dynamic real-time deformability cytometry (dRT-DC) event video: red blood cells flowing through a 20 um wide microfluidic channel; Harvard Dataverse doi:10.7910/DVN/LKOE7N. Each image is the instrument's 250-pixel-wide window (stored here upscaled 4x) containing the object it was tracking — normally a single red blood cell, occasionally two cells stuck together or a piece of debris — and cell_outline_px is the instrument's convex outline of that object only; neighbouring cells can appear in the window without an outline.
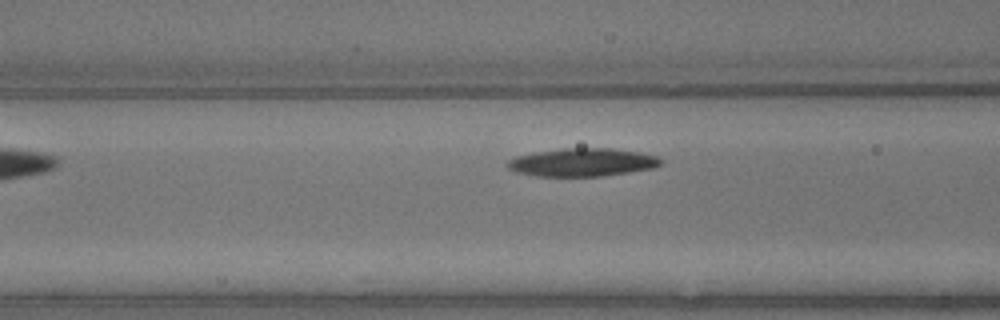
{"species": "common noctule bat (a hibernating species)", "species_latin": "Nyctalus noctula", "temperature_condition": "warm", "stored_images_in_passage": 6, "segment_of_instrument_passage": [2, 2], "camera_frame_rate_fps": 3000, "um_per_image_px": 0.085, "animal": {"sex": "male", "body_mass_g": 13.3}, "frame": {"image": 1, "passage_image": 6, "time_ms": 1.667, "image_size_px": [1000, 320], "cell_outline_px": [[664, 160], [656, 168], [600, 176], [536, 176], [516, 172], [508, 168], [504, 164], [508, 160], [516, 156], [536, 152], [564, 148], [612, 148], [640, 152], [656, 156]], "centroid_in_image_um": [49.5, 13.79], "position_along_channel_um": 117.1, "area_um2": 25.2}}